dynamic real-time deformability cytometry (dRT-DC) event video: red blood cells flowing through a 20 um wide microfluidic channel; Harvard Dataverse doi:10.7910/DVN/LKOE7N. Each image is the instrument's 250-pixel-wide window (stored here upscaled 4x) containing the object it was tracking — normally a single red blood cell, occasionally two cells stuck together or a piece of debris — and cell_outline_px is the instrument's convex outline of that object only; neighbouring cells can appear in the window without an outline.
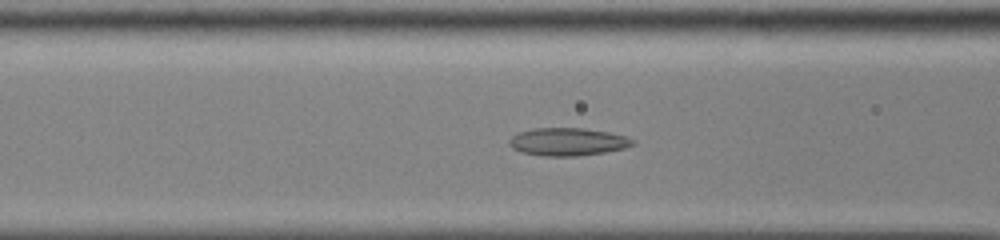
{"species": "common noctule bat (a hibernating species)", "species_latin": "Nyctalus noctula", "temperature_condition": "cold", "stored_images_in_passage": 43, "camera_frame_rate_fps": 3000, "um_per_image_px": 0.085, "animal": {"sex": "male", "body_mass_g": 13.0, "forearm_length_mm": 53.1}, "frame": {"image": 1, "passage_image": 12, "time_ms": 3.667, "image_size_px": [1000, 240], "cell_outline_px": [[636, 144], [624, 148], [604, 152], [576, 156], [544, 156], [520, 152], [512, 148], [508, 144], [508, 140], [512, 136], [520, 132], [536, 128], [584, 128], [608, 132], [624, 136], [636, 140]], "centroid_in_image_um": [48.25, 12.05], "position_along_channel_um": 118.4, "area_um2": 20.0}}
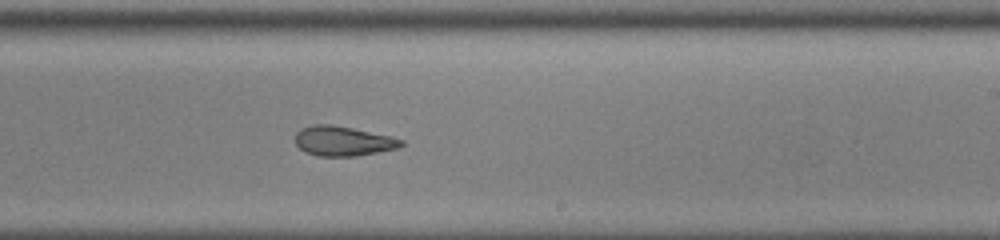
{"frame": {"image": 2, "passage_image": 23, "time_ms": 7.333, "image_size_px": [1000, 240], "cell_outline_px": [[404, 144], [396, 148], [356, 156], [320, 156], [304, 152], [296, 144], [296, 132], [300, 128], [312, 124], [332, 124], [392, 136], [404, 140]], "centroid_in_image_um": [29.14, 11.98], "position_along_channel_um": 259.9, "area_um2": 18.38}}
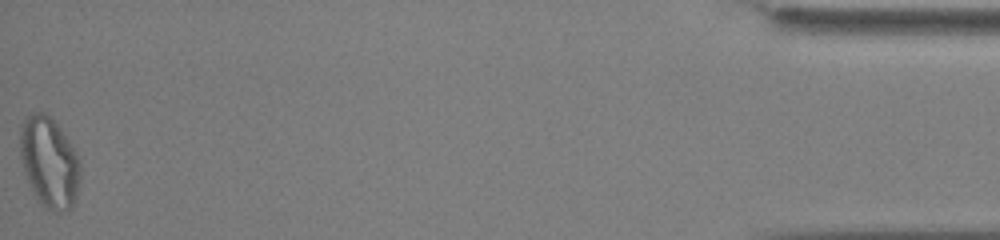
{"frame": {"image": 3, "passage_image": 43, "time_ms": 14.0, "image_size_px": [1000, 240], "cell_outline_px": [[80, 180], [76, 196], [72, 208], [64, 212], [60, 212], [44, 208], [40, 204], [28, 184], [24, 172], [20, 156], [20, 128], [24, 120], [32, 112], [44, 112], [56, 124], [68, 140], [76, 152], [80, 164]], "centroid_in_image_um": [4.18, 13.83], "position_along_channel_um": 431.0, "area_um2": 31.79}, "authors_computed_cell_mechanics": {"area_um2": 21.097, "velocity_mm_per_s": 3.8627, "shape_relaxation_time_tau1_ms": null, "shape_relaxation_time_tau2_ms": 3.4944, "deformation_change_tau1": null, "deformation_change_tau2": 0.0989}}